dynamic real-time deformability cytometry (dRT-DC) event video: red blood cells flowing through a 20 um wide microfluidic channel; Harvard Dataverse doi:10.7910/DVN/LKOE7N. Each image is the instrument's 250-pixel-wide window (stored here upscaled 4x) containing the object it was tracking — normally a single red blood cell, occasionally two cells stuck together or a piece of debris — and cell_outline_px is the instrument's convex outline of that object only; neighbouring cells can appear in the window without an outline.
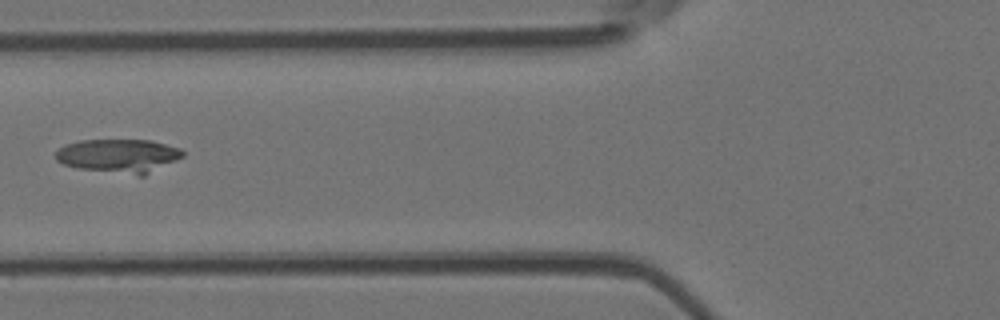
{"species": "Egyptian fruit bat (a non-hibernating species)", "species_latin": "Rousettus aegyptiacus", "temperature_condition": "room temperature", "stored_images_in_passage": 6, "camera_frame_rate_fps": 3000, "um_per_image_px": 0.085, "animal": {"sex": "female"}, "frame": {"image": 1, "passage_image": 5, "time_ms": 5.333, "image_size_px": [1000, 320], "cell_outline_px": [[184, 156], [144, 176], [140, 176], [80, 168], [64, 164], [56, 160], [56, 152], [64, 144], [80, 140], [148, 140], [180, 148], [184, 152]], "centroid_in_image_um": [10.09, 13.24], "position_along_channel_um": 115.7, "area_um2": 24.8}}
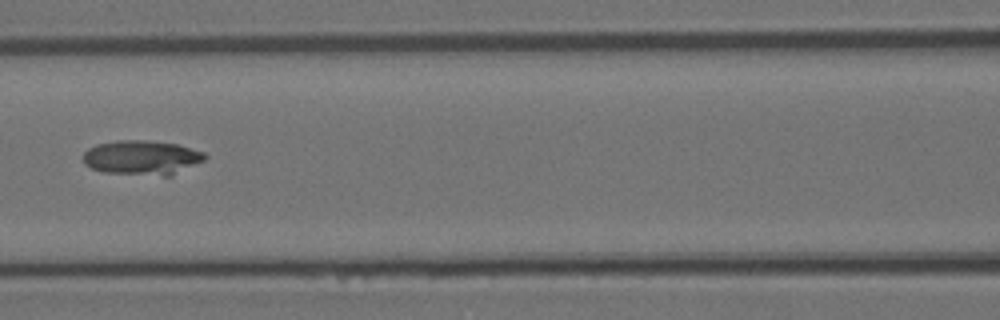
{"frame": {"image": 2, "passage_image": 6, "time_ms": 6.333, "image_size_px": [1000, 320], "cell_outline_px": [[208, 156], [204, 160], [172, 176], [164, 176], [104, 172], [92, 168], [84, 164], [84, 152], [88, 148], [96, 144], [116, 140], [144, 140], [176, 144], [204, 152]], "centroid_in_image_um": [12.06, 13.4], "position_along_channel_um": 154.5, "area_um2": 24.51}}